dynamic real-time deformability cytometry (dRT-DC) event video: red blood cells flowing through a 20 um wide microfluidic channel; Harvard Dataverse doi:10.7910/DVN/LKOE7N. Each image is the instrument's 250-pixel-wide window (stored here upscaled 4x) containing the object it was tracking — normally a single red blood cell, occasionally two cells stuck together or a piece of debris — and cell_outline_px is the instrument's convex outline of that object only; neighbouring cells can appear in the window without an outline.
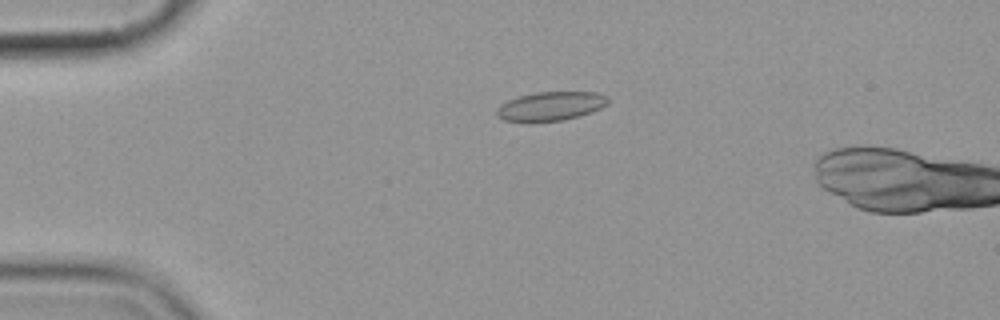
{"species": "common noctule bat (a hibernating species)", "species_latin": "Nyctalus noctula", "temperature_condition": "cold", "stored_images_in_passage": 5, "camera_frame_rate_fps": 3000, "um_per_image_px": 0.085, "animal": {"sex": "female", "body_mass_g": 19.9}, "frame": {"image": 1, "passage_image": 4, "time_ms": 4.333, "image_size_px": [1000, 320], "cell_outline_px": [[608, 104], [600, 108], [580, 116], [564, 120], [504, 120], [496, 116], [496, 108], [500, 104], [508, 100], [520, 96], [536, 92], [596, 92], [608, 96]], "centroid_in_image_um": [46.83, 9.0], "position_along_channel_um": 38.2, "area_um2": 18.44}}